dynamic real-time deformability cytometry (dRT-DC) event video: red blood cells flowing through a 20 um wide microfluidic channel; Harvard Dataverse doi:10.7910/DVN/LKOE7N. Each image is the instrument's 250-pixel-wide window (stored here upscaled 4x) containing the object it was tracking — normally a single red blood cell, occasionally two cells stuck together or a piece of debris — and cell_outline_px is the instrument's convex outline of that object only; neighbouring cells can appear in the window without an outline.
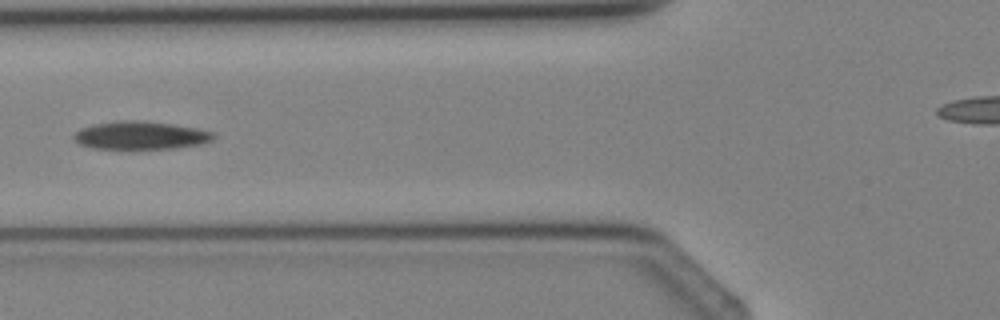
{"species": "Egyptian fruit bat (a non-hibernating species)", "species_latin": "Rousettus aegyptiacus", "temperature_condition": "cold", "stored_images_in_passage": 5, "camera_frame_rate_fps": 3000, "um_per_image_px": 0.085, "animal": {"sex": "female"}, "frame": {"image": 1, "passage_image": 5, "time_ms": 5.333, "image_size_px": [1000, 320], "cell_outline_px": [[216, 136], [212, 140], [200, 144], [176, 148], [92, 148], [80, 144], [72, 136], [80, 128], [92, 124], [116, 120], [144, 120], [200, 128], [216, 132]], "centroid_in_image_um": [11.98, 11.48], "position_along_channel_um": 113.8, "area_um2": 23.0}}